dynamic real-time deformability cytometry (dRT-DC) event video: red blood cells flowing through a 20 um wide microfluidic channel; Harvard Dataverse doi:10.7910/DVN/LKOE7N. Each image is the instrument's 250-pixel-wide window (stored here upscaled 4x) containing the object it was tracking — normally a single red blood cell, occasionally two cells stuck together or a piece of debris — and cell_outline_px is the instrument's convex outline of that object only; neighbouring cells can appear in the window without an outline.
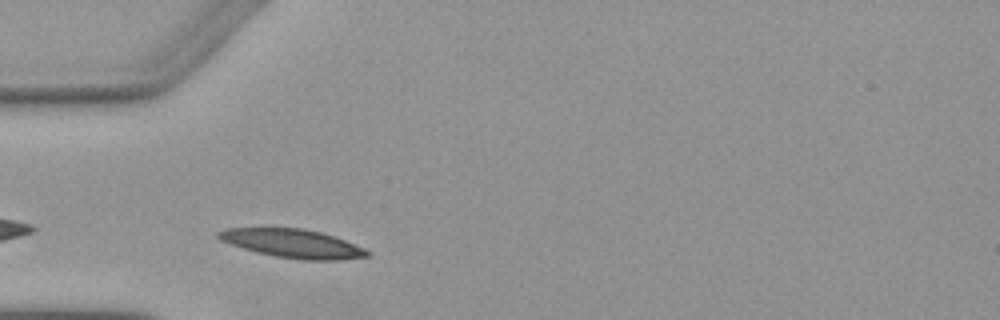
{"species": "Egyptian fruit bat (a non-hibernating species)", "species_latin": "Rousettus aegyptiacus", "temperature_condition": "warm", "stored_images_in_passage": 2, "camera_frame_rate_fps": 3000, "um_per_image_px": 0.085, "animal": {"sex": "female"}, "frame": {"image": 1, "passage_image": 2, "time_ms": 1.333, "image_size_px": [1000, 320], "cell_outline_px": [[372, 252], [368, 256], [340, 260], [304, 260], [276, 256], [256, 252], [220, 240], [216, 236], [216, 232], [228, 228], [304, 228], [320, 232], [344, 240], [364, 248]], "centroid_in_image_um": [24.88, 20.69], "position_along_channel_um": 60.1, "area_um2": 24.57}}